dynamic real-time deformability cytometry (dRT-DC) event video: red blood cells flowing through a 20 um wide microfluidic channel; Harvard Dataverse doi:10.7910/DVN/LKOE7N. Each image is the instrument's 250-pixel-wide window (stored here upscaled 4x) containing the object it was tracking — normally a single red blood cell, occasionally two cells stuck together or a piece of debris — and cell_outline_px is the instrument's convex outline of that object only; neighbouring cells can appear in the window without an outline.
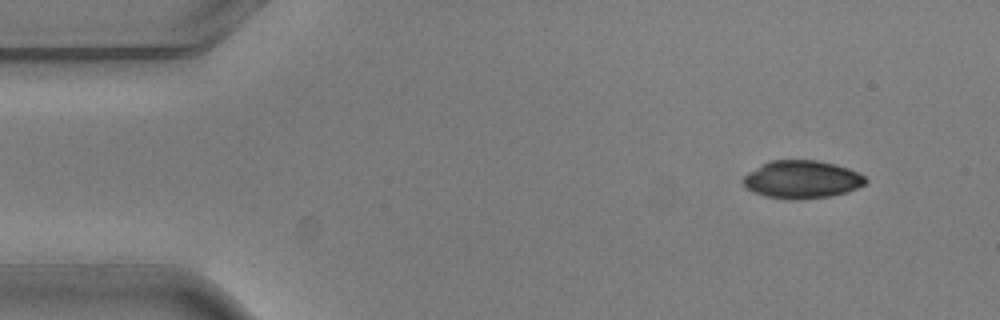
{"species": "common noctule bat (a hibernating species)", "species_latin": "Nyctalus noctula", "temperature_condition": "warm", "stored_images_in_passage": 5, "camera_frame_rate_fps": 3000, "um_per_image_px": 0.085, "animal": {"sex": "male", "body_mass_g": 20.5, "forearm_length_mm": 52.5}, "frame": {"image": 1, "passage_image": 1, "time_ms": 0.0, "image_size_px": [1000, 320], "cell_outline_px": [[868, 180], [864, 184], [848, 192], [828, 196], [800, 200], [788, 200], [764, 196], [752, 192], [744, 188], [740, 180], [748, 172], [772, 160], [816, 160], [836, 164], [848, 168], [864, 176]], "centroid_in_image_um": [68.11, 15.27], "position_along_channel_um": 16.9, "area_um2": 27.22}}